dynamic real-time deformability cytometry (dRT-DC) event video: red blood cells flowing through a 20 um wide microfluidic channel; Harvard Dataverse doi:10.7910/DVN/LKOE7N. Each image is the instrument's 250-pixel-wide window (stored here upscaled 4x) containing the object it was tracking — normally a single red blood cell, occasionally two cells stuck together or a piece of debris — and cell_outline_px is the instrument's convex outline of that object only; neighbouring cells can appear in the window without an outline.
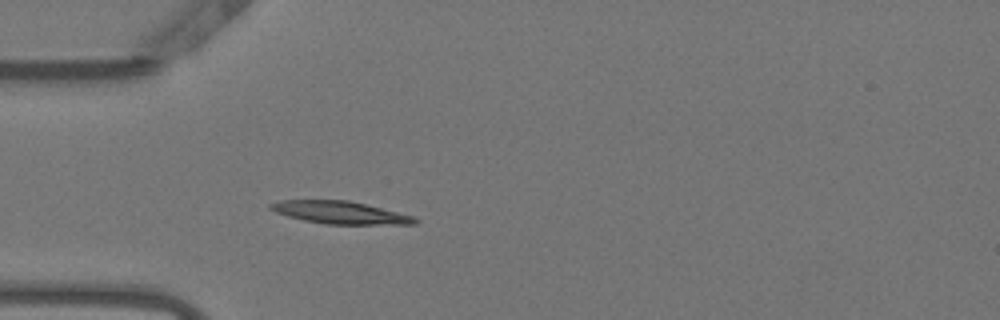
{"species": "Egyptian fruit bat (a non-hibernating species)", "species_latin": "Rousettus aegyptiacus", "temperature_condition": "warm", "stored_images_in_passage": 39, "camera_frame_rate_fps": 3000, "um_per_image_px": 0.085, "animal": {"sex": "female"}, "frame": {"image": 1, "passage_image": 1, "time_ms": 0.0, "image_size_px": [1000, 320], "cell_outline_px": [[420, 220], [416, 224], [328, 224], [304, 220], [288, 216], [276, 212], [268, 208], [268, 204], [280, 200], [348, 200], [416, 216]], "centroid_in_image_um": [28.94, 18.06], "position_along_channel_um": 56.1, "area_um2": 18.96}}
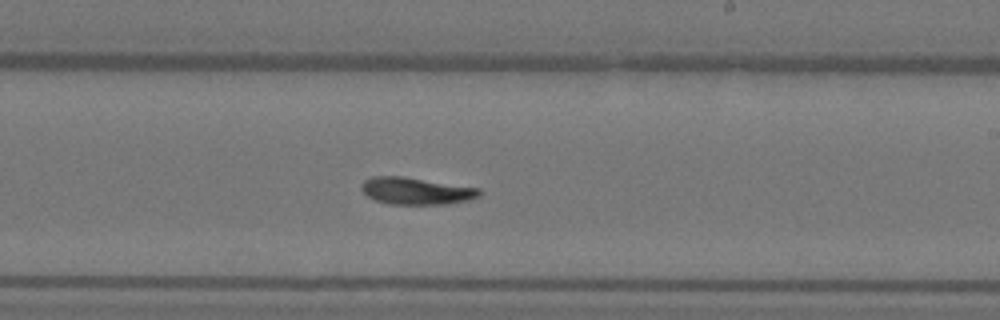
{"frame": {"image": 2, "passage_image": 17, "time_ms": 5.333, "image_size_px": [1000, 320], "cell_outline_px": [[480, 196], [468, 200], [448, 204], [392, 204], [376, 200], [368, 196], [360, 188], [360, 184], [364, 180], [372, 176], [404, 176], [480, 188]], "centroid_in_image_um": [35.36, 16.22], "position_along_channel_um": 253.6, "area_um2": 18.61}}
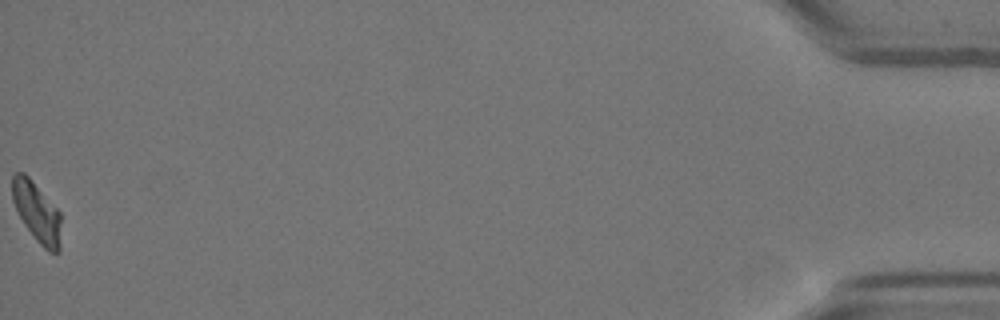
{"frame": {"image": 3, "passage_image": 39, "time_ms": 12.667, "image_size_px": [1000, 320], "cell_outline_px": [[60, 252], [48, 252], [36, 240], [24, 224], [12, 200], [12, 176], [16, 172], [24, 172], [28, 176], [60, 212]], "centroid_in_image_um": [3.13, 18.03], "position_along_channel_um": 432.1, "area_um2": 16.82}}